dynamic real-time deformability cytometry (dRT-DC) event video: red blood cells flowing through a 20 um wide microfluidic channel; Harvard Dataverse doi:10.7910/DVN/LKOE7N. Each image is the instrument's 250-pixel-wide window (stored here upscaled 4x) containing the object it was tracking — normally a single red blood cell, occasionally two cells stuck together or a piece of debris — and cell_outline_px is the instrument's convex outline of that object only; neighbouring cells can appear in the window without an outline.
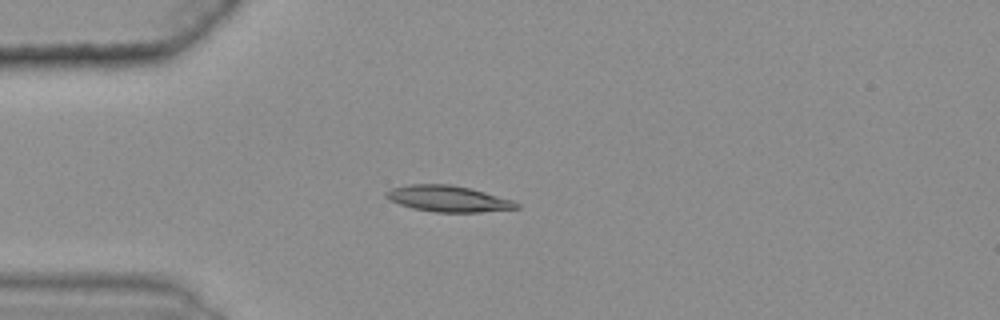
{"species": "common noctule bat (a hibernating species)", "species_latin": "Nyctalus noctula", "temperature_condition": "warm", "stored_images_in_passage": 34, "camera_frame_rate_fps": 3000, "um_per_image_px": 0.085, "animal": {"sex": "female", "body_mass_g": 25.1}, "frame": {"image": 1, "passage_image": 2, "time_ms": 0.333, "image_size_px": [1000, 320], "cell_outline_px": [[520, 208], [480, 212], [436, 212], [412, 208], [388, 200], [384, 196], [384, 192], [392, 188], [408, 184], [452, 184], [472, 188], [512, 200], [520, 204]], "centroid_in_image_um": [38.07, 16.88], "position_along_channel_um": 46.9, "area_um2": 20.0}}
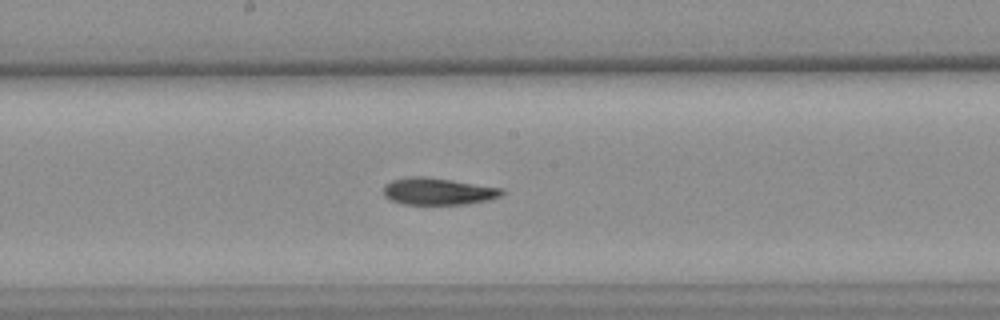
{"frame": {"image": 2, "passage_image": 17, "time_ms": 5.333, "image_size_px": [1000, 320], "cell_outline_px": [[504, 192], [500, 196], [488, 200], [464, 204], [404, 204], [392, 200], [384, 196], [384, 184], [392, 180], [408, 176], [424, 176], [452, 180], [504, 188]], "centroid_in_image_um": [37.23, 16.25], "position_along_channel_um": 211.0, "area_um2": 18.61}}
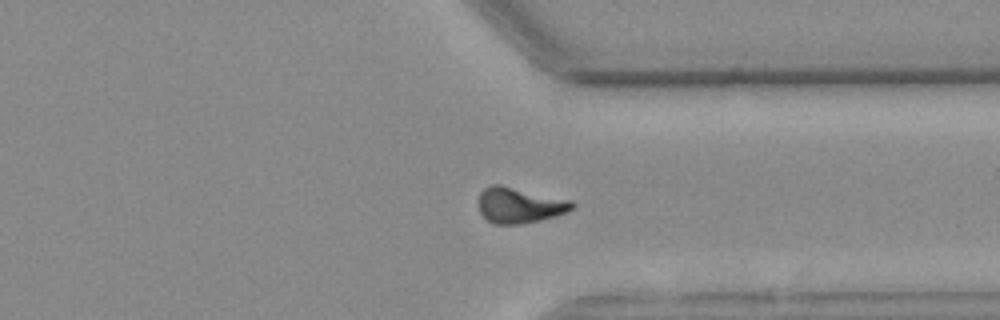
{"frame": {"image": 3, "passage_image": 30, "time_ms": 9.667, "image_size_px": [1000, 320], "cell_outline_px": [[576, 204], [572, 208], [564, 212], [540, 220], [520, 224], [492, 224], [480, 212], [476, 204], [480, 192], [484, 188], [492, 184], [500, 184], [572, 200]], "centroid_in_image_um": [44.1, 17.43], "position_along_channel_um": 367.3, "area_um2": 19.54}, "authors_computed_cell_mechanics": {"area_um2": 18.9295, "velocity_mm_per_s": 3.6075, "shape_relaxation_time_tau1_ms": 8.141, "shape_relaxation_time_tau2_ms": 5.805, "deformation_change_tau1": 0.204, "deformation_change_tau2": 0.1067}}